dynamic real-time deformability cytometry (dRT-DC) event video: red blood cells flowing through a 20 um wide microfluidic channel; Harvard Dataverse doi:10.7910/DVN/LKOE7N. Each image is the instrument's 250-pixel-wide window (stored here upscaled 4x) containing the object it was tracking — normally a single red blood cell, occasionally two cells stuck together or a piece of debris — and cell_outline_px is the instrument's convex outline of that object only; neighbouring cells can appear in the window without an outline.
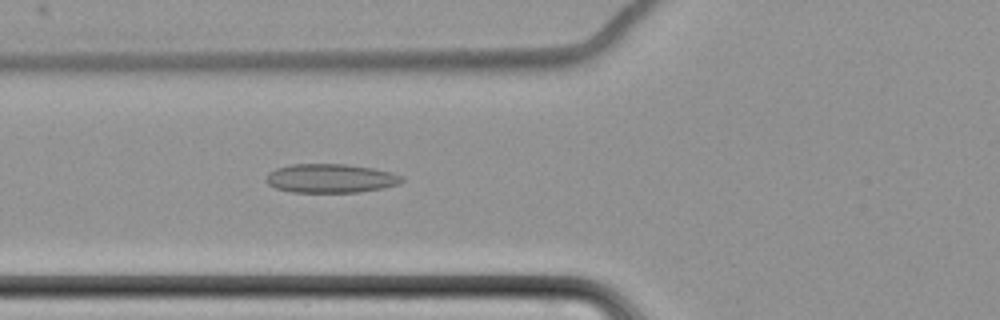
{"species": "common noctule bat (a hibernating species)", "species_latin": "Nyctalus noctula", "temperature_condition": "cold", "stored_images_in_passage": 5, "camera_frame_rate_fps": 3000, "um_per_image_px": 0.085, "animal": {"sex": "female", "body_mass_g": 22.7, "forearm_length_mm": 54.2}, "frame": {"image": 1, "passage_image": 5, "time_ms": 7.0, "image_size_px": [1000, 320], "cell_outline_px": [[404, 180], [400, 184], [384, 188], [360, 192], [292, 192], [276, 188], [268, 184], [264, 180], [268, 172], [276, 168], [292, 164], [344, 164], [372, 168], [392, 172], [404, 176]], "centroid_in_image_um": [28.12, 15.16], "position_along_channel_um": 97.7, "area_um2": 23.06}}